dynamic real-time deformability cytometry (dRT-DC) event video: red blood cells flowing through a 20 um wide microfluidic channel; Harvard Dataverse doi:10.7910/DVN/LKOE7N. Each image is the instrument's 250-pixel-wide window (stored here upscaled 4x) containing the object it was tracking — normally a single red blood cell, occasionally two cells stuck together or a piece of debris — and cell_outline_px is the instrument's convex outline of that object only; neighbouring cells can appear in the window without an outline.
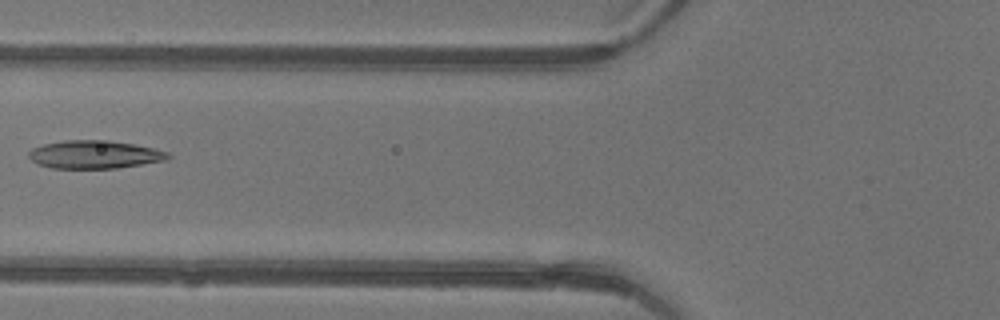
{"species": "common noctule bat (a hibernating species)", "species_latin": "Nyctalus noctula", "temperature_condition": "warm", "stored_images_in_passage": 6, "camera_frame_rate_fps": 3000, "um_per_image_px": 0.085, "animal": {"sex": "female"}, "frame": {"image": 1, "passage_image": 6, "time_ms": 1.667, "image_size_px": [1000, 320], "cell_outline_px": [[172, 156], [168, 160], [116, 168], [52, 168], [36, 164], [28, 156], [28, 152], [32, 148], [44, 144], [64, 140], [108, 140], [132, 144], [152, 148], [168, 152]], "centroid_in_image_um": [8.02, 13.13], "position_along_channel_um": 117.8, "area_um2": 22.77}}